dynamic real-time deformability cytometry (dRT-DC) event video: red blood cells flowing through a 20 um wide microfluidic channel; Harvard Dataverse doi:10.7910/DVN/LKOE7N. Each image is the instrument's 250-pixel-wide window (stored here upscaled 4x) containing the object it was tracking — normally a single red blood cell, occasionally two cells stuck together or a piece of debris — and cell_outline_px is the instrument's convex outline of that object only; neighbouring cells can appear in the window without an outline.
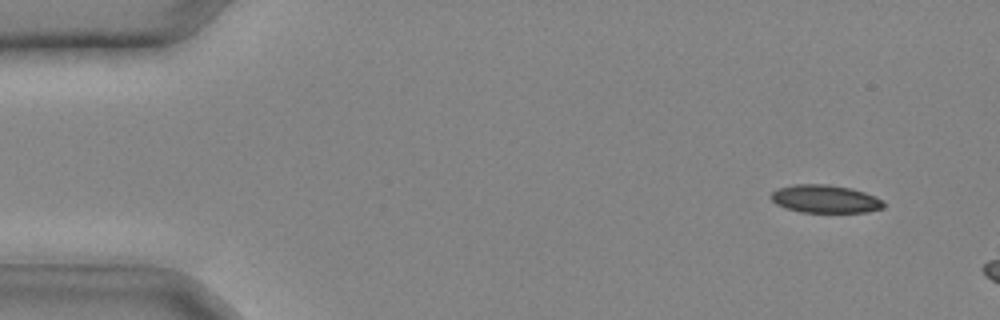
{"species": "common noctule bat (a hibernating species)", "species_latin": "Nyctalus noctula", "temperature_condition": "cold", "stored_images_in_passage": 8, "camera_frame_rate_fps": 3000, "um_per_image_px": 0.085, "animal": {"sex": "male", "body_mass_g": 20.4}, "frame": {"image": 1, "passage_image": 3, "time_ms": 0.667, "image_size_px": [1000, 320], "cell_outline_px": [[884, 208], [868, 212], [800, 212], [784, 208], [776, 204], [768, 196], [776, 188], [796, 184], [828, 184], [852, 188], [876, 196], [884, 200]], "centroid_in_image_um": [70.13, 16.91], "position_along_channel_um": 14.9, "area_um2": 18.67}}